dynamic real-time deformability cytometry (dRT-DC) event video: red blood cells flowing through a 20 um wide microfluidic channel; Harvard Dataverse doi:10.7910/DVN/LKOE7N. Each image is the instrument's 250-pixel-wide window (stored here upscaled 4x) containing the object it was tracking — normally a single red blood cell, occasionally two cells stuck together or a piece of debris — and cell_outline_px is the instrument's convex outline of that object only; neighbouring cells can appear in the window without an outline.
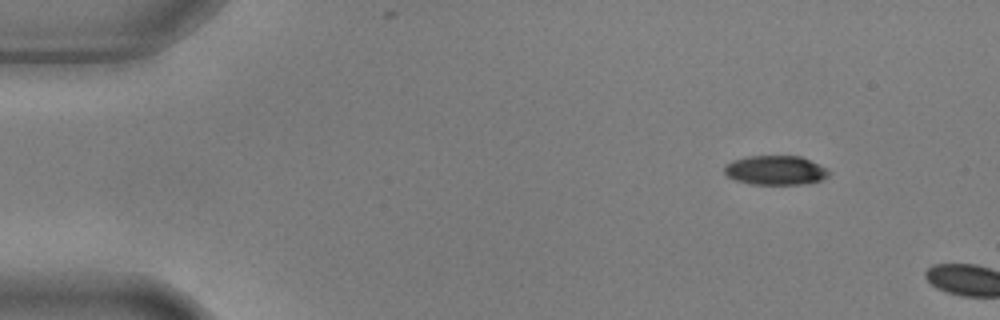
{"species": "common noctule bat (a hibernating species)", "species_latin": "Nyctalus noctula", "temperature_condition": "warm", "stored_images_in_passage": 2, "camera_frame_rate_fps": 3000, "um_per_image_px": 0.085, "animal": {"sex": "male", "body_mass_g": 17.9, "forearm_length_mm": 54.2}, "frame": {"image": 1, "passage_image": 1, "time_ms": 0.0, "image_size_px": [1000, 320], "cell_outline_px": [[832, 172], [828, 176], [820, 180], [804, 184], [748, 184], [736, 180], [728, 176], [724, 172], [724, 164], [732, 160], [748, 156], [800, 156], [828, 168]], "centroid_in_image_um": [65.92, 14.47], "position_along_channel_um": 19.1, "area_um2": 17.98}}